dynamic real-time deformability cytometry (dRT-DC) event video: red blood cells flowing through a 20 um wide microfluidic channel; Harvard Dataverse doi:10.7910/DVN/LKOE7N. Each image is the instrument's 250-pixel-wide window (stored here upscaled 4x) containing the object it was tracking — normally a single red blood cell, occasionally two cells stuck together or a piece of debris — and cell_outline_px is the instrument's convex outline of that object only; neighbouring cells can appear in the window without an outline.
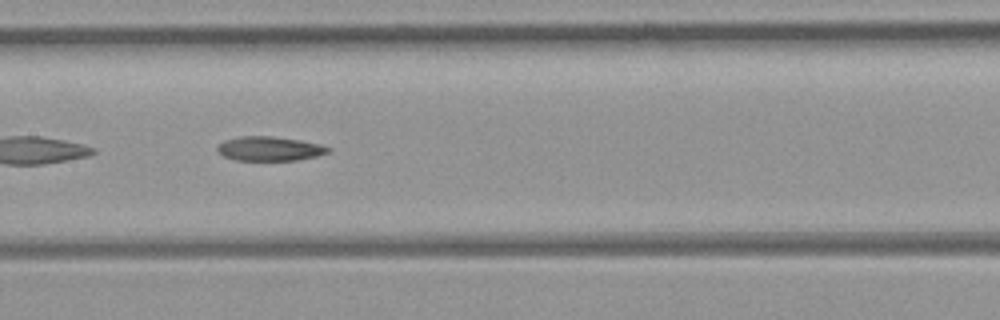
{"species": "common noctule bat (a hibernating species)", "species_latin": "Nyctalus noctula", "temperature_condition": "room temperature", "stored_images_in_passage": 33, "camera_frame_rate_fps": 3000, "um_per_image_px": 0.085, "animal": {"sex": "female", "body_mass_g": 21.9}, "frame": {"image": 1, "passage_image": 10, "time_ms": 3.0, "image_size_px": [1000, 320], "cell_outline_px": [[332, 152], [316, 156], [296, 160], [236, 160], [224, 156], [216, 152], [216, 148], [224, 140], [240, 136], [272, 136], [300, 140], [320, 144], [332, 148]], "centroid_in_image_um": [22.93, 12.63], "position_along_channel_um": 184.5, "area_um2": 15.78}}
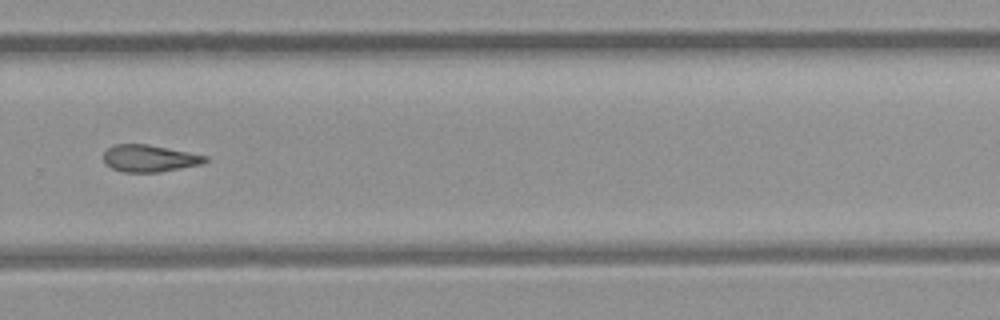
{"frame": {"image": 2, "passage_image": 19, "time_ms": 6.0, "image_size_px": [1000, 320], "cell_outline_px": [[208, 160], [200, 164], [160, 172], [124, 172], [112, 168], [104, 160], [104, 152], [108, 148], [116, 144], [148, 144], [208, 156]], "centroid_in_image_um": [12.7, 13.45], "position_along_channel_um": 317.1, "area_um2": 15.78}}